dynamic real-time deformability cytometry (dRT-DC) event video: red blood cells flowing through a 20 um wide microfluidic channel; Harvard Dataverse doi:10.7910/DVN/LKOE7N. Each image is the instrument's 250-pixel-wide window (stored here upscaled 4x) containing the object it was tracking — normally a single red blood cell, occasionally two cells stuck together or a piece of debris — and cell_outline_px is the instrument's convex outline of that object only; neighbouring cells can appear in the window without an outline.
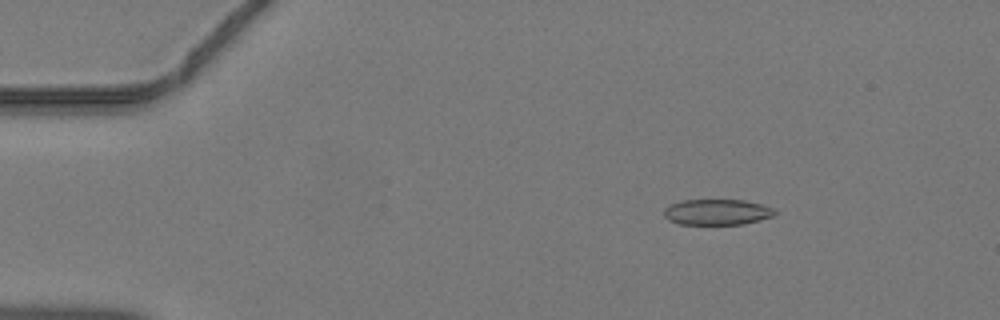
{"species": "common noctule bat (a hibernating species)", "species_latin": "Nyctalus noctula", "temperature_condition": "warm", "stored_images_in_passage": 41, "camera_frame_rate_fps": 3000, "um_per_image_px": 0.085, "animal": {"sex": "male", "body_mass_g": 19.2, "forearm_length_mm": 51.8}, "frame": {"image": 1, "passage_image": 2, "time_ms": 0.333, "image_size_px": [1000, 320], "cell_outline_px": [[776, 212], [772, 216], [760, 220], [744, 224], [680, 224], [668, 220], [664, 216], [664, 208], [680, 200], [744, 200], [776, 208]], "centroid_in_image_um": [60.95, 18.02], "position_along_channel_um": 24.0, "area_um2": 16.65}}
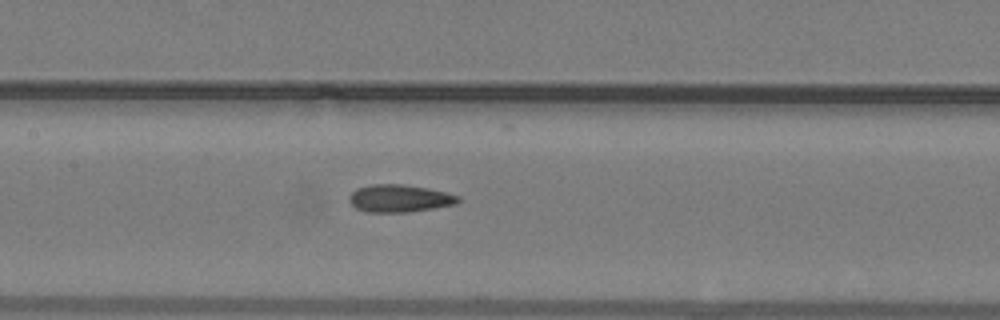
{"frame": {"image": 2, "passage_image": 17, "time_ms": 5.333, "image_size_px": [1000, 320], "cell_outline_px": [[460, 200], [456, 204], [408, 212], [368, 212], [356, 208], [348, 200], [348, 196], [352, 192], [360, 188], [372, 184], [400, 184], [428, 188], [448, 192], [460, 196]], "centroid_in_image_um": [33.98, 16.86], "position_along_channel_um": 173.4, "area_um2": 17.4}}
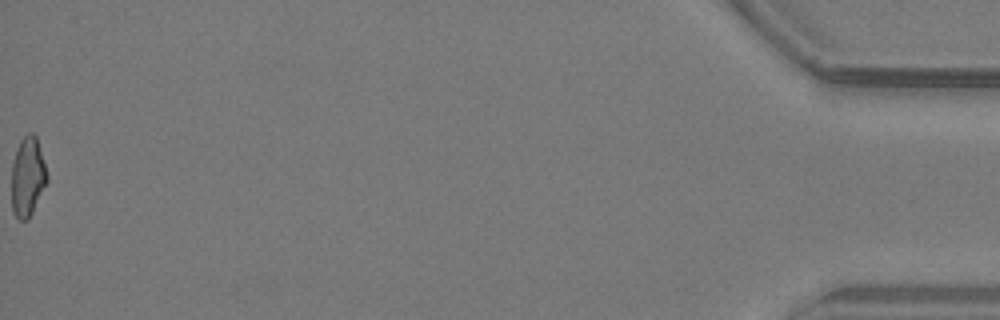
{"frame": {"image": 3, "passage_image": 41, "time_ms": 13.333, "image_size_px": [1000, 320], "cell_outline_px": [[48, 180], [28, 220], [20, 220], [12, 212], [12, 164], [16, 148], [20, 140], [28, 132], [32, 132], [36, 136], [48, 176]], "centroid_in_image_um": [2.34, 15.01], "position_along_channel_um": 432.9, "area_um2": 16.36}}